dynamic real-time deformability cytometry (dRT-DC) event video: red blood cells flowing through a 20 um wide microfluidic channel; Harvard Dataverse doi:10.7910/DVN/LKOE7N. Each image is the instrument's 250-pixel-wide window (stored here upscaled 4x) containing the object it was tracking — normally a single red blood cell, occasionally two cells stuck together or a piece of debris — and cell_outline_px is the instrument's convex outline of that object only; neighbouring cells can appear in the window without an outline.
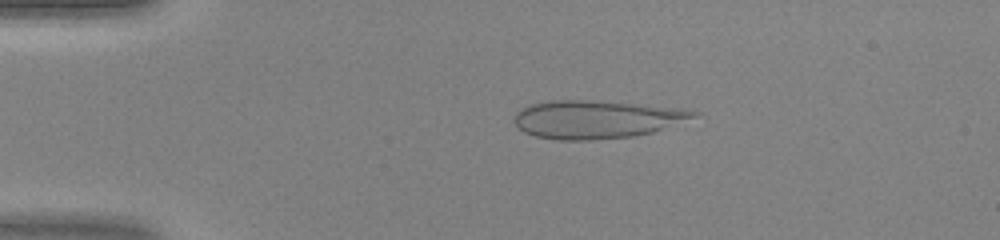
{"species": "human", "species_latin": "Homo sapiens", "temperature_condition": "warm", "stored_images_in_passage": 45, "camera_frame_rate_fps": 3000, "um_per_image_px": 0.085, "donor": {"sex": "female"}, "frame": {"image": 1, "passage_image": 9, "time_ms": 2.667, "image_size_px": [1000, 240], "cell_outline_px": [[700, 116], [652, 132], [632, 136], [588, 140], [556, 140], [536, 136], [524, 132], [516, 124], [516, 112], [520, 108], [528, 104], [552, 100], [584, 100], [688, 108], [700, 112]], "centroid_in_image_um": [50.73, 10.13], "position_along_channel_um": 34.3, "area_um2": 39.77}}
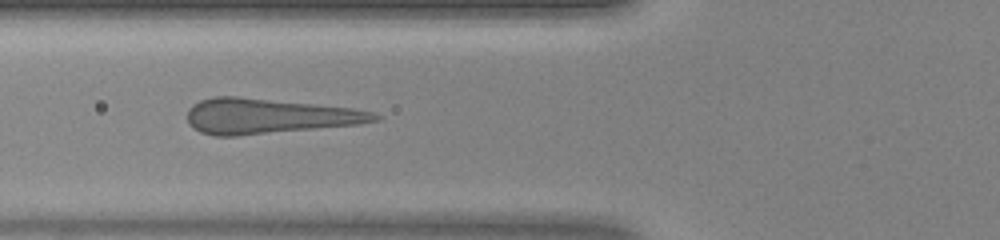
{"frame": {"image": 2, "passage_image": 17, "time_ms": 5.333, "image_size_px": [1000, 240], "cell_outline_px": [[380, 120], [360, 124], [236, 136], [216, 136], [200, 132], [192, 128], [188, 124], [188, 108], [192, 104], [200, 100], [212, 96], [236, 96], [352, 108], [376, 112], [380, 116]], "centroid_in_image_um": [22.8, 9.87], "position_along_channel_um": 103.0, "area_um2": 38.44}}
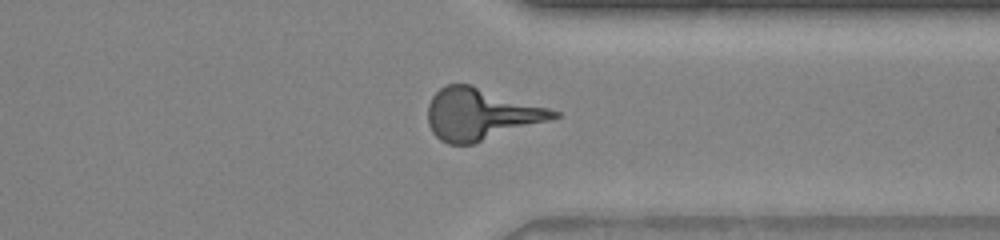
{"frame": {"image": 3, "passage_image": 35, "time_ms": 11.333, "image_size_px": [1000, 240], "cell_outline_px": [[560, 116], [548, 120], [472, 144], [448, 144], [440, 140], [432, 132], [428, 124], [428, 104], [432, 96], [440, 88], [448, 84], [472, 84], [548, 108], [560, 112]], "centroid_in_image_um": [40.8, 9.69], "position_along_channel_um": 370.6, "area_um2": 37.45}}